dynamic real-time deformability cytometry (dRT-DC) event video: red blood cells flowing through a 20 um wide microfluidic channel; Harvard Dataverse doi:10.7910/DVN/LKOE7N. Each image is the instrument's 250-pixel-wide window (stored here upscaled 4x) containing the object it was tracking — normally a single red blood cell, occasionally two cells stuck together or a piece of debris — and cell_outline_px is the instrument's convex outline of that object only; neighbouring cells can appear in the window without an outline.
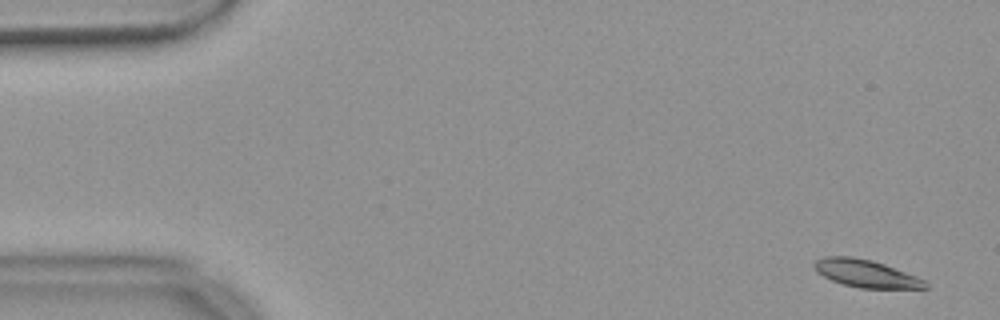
{"species": "common noctule bat (a hibernating species)", "species_latin": "Nyctalus noctula", "temperature_condition": "warm", "stored_images_in_passage": 54, "camera_frame_rate_fps": 3000, "um_per_image_px": 0.085, "animal": {"sex": "female", "body_mass_g": 18.4}, "frame": {"image": 1, "passage_image": 1, "time_ms": 0.0, "image_size_px": [1000, 320], "cell_outline_px": [[928, 288], [860, 288], [844, 284], [832, 280], [816, 272], [812, 268], [812, 264], [816, 260], [824, 256], [852, 256], [872, 260], [884, 264], [916, 276], [924, 280], [928, 284]], "centroid_in_image_um": [73.56, 23.23], "position_along_channel_um": 11.4, "area_um2": 17.8}}
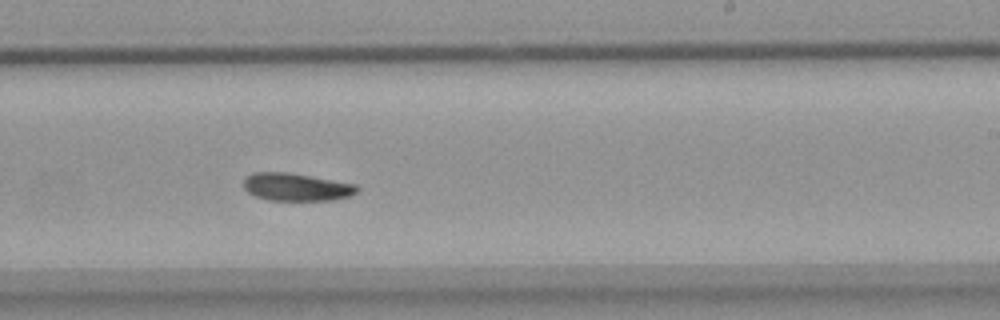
{"frame": {"image": 2, "passage_image": 32, "time_ms": 10.333, "image_size_px": [1000, 320], "cell_outline_px": [[360, 188], [352, 196], [332, 200], [268, 200], [256, 196], [248, 192], [244, 188], [244, 176], [252, 172], [288, 172], [356, 184]], "centroid_in_image_um": [25.18, 15.89], "position_along_channel_um": 263.8, "area_um2": 18.44}}
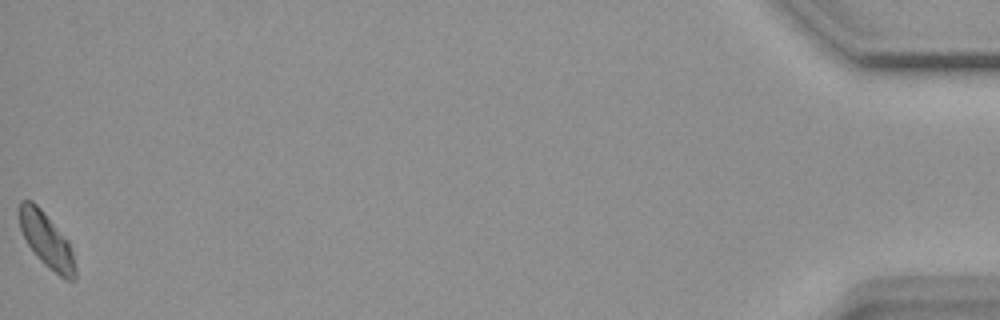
{"frame": {"image": 3, "passage_image": 54, "time_ms": 17.667, "image_size_px": [1000, 320], "cell_outline_px": [[76, 276], [72, 280], [64, 280], [48, 268], [40, 260], [28, 244], [20, 228], [16, 212], [20, 200], [32, 200], [40, 208], [68, 240], [72, 252], [76, 268]], "centroid_in_image_um": [3.93, 20.4], "position_along_channel_um": 431.3, "area_um2": 17.98}, "authors_computed_cell_mechanics": {"area_um2": 18.6116, "velocity_mm_per_s": 3.6351, "shape_relaxation_time_tau1_ms": 7.6276, "shape_relaxation_time_tau2_ms": null, "deformation_change_tau1": 0.152, "deformation_change_tau2": null}}